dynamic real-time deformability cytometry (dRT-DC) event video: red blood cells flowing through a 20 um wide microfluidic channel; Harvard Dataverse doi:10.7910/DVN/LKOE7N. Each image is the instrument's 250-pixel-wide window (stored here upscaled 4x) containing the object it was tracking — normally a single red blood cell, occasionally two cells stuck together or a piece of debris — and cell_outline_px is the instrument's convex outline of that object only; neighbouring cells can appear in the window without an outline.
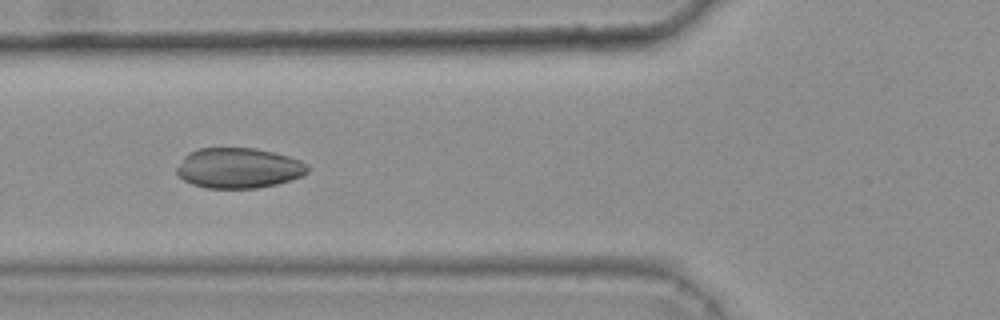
{"species": "common noctule bat (a hibernating species)", "species_latin": "Nyctalus noctula", "temperature_condition": "warm", "stored_images_in_passage": 44, "camera_frame_rate_fps": 3000, "um_per_image_px": 0.085, "animal": {"sex": "female", "body_mass_g": 25.1}, "frame": {"image": 1, "passage_image": 19, "time_ms": 6.0, "image_size_px": [1000, 320], "cell_outline_px": [[308, 172], [304, 176], [292, 180], [276, 184], [256, 188], [204, 188], [192, 184], [184, 180], [176, 172], [176, 168], [184, 156], [188, 152], [196, 148], [256, 148], [288, 156], [300, 160], [308, 164]], "centroid_in_image_um": [20.28, 14.28], "position_along_channel_um": 105.5, "area_um2": 30.98}}